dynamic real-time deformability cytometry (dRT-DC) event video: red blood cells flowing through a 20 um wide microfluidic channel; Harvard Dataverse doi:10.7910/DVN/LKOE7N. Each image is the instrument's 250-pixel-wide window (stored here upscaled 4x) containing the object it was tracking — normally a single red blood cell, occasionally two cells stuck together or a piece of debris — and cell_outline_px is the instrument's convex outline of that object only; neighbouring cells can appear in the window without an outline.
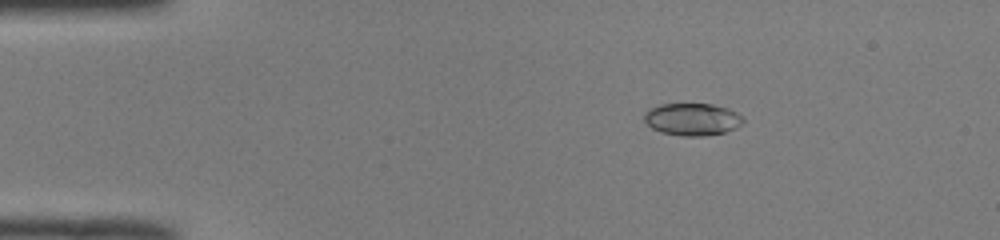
{"species": "common noctule bat (a hibernating species)", "species_latin": "Nyctalus noctula", "temperature_condition": "room temperature", "stored_images_in_passage": 51, "camera_frame_rate_fps": 3000, "um_per_image_px": 0.085, "animal": {"sex": "male", "body_mass_g": 19.0, "forearm_length_mm": 50.8}, "frame": {"image": 1, "passage_image": 9, "time_ms": 2.667, "image_size_px": [1000, 240], "cell_outline_px": [[744, 120], [736, 128], [724, 132], [704, 136], [680, 136], [660, 132], [652, 128], [644, 120], [644, 112], [648, 108], [660, 104], [712, 104], [728, 108], [736, 112]], "centroid_in_image_um": [58.8, 10.14], "position_along_channel_um": 26.2, "area_um2": 18.67}}
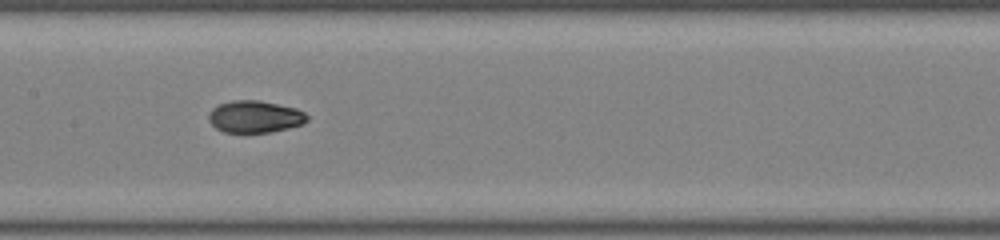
{"frame": {"image": 2, "passage_image": 26, "time_ms": 8.333, "image_size_px": [1000, 240], "cell_outline_px": [[308, 120], [304, 124], [272, 132], [224, 132], [216, 128], [208, 120], [208, 116], [212, 108], [220, 104], [232, 100], [260, 100], [296, 108], [304, 112], [308, 116]], "centroid_in_image_um": [21.68, 9.91], "position_along_channel_um": 185.7, "area_um2": 18.44}}
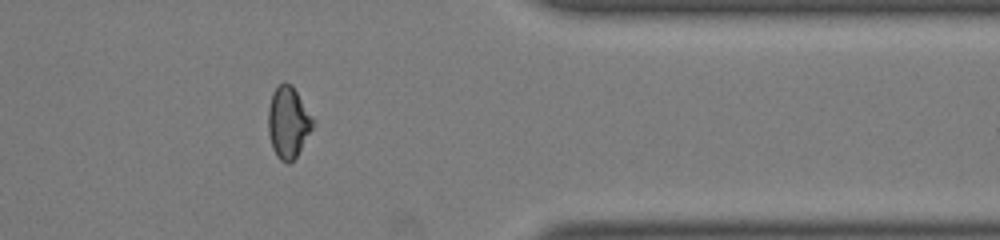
{"frame": {"image": 3, "passage_image": 42, "time_ms": 13.667, "image_size_px": [1000, 240], "cell_outline_px": [[316, 120], [312, 128], [296, 156], [288, 164], [280, 160], [276, 156], [272, 148], [268, 132], [268, 108], [272, 92], [284, 80], [292, 84]], "centroid_in_image_um": [24.49, 10.36], "position_along_channel_um": 386.9, "area_um2": 18.84}, "authors_computed_cell_mechanics": {"area_um2": 18.7272, "velocity_mm_per_s": 4.0359, "shape_relaxation_time_tau1_ms": 9.6848, "shape_relaxation_time_tau2_ms": 1.553, "deformation_change_tau1": 0.2523, "deformation_change_tau2": 0.0465}}